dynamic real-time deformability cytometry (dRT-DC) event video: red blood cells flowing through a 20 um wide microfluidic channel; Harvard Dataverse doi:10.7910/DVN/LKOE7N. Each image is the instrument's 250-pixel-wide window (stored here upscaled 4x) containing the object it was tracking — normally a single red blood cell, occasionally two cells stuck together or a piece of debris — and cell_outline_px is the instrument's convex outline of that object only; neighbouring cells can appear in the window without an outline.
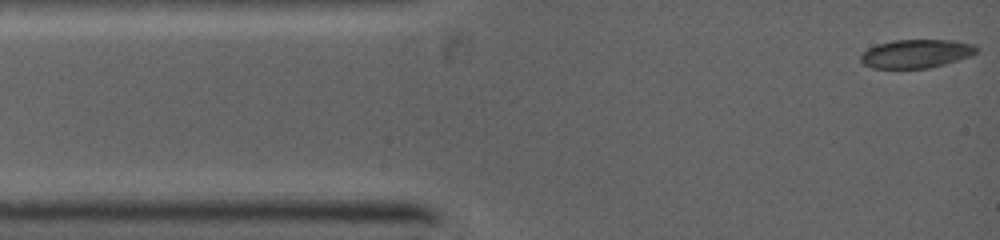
{"species": "common noctule bat (a hibernating species)", "species_latin": "Nyctalus noctula", "temperature_condition": "warm", "stored_images_in_passage": 17, "camera_frame_rate_fps": 5000, "um_per_image_px": 0.085, "animal": {"sex": "female", "body_mass_g": 19.0, "forearm_length_mm": 53.3}, "frame": {"image": 1, "passage_image": 1, "time_ms": 0.0, "image_size_px": [1000, 240], "cell_outline_px": [[980, 48], [972, 56], [944, 64], [928, 68], [872, 68], [864, 64], [860, 60], [860, 56], [868, 48], [876, 44], [892, 40], [952, 40], [972, 44]], "centroid_in_image_um": [77.88, 4.56], "position_along_channel_um": 7.1, "area_um2": 19.31}}
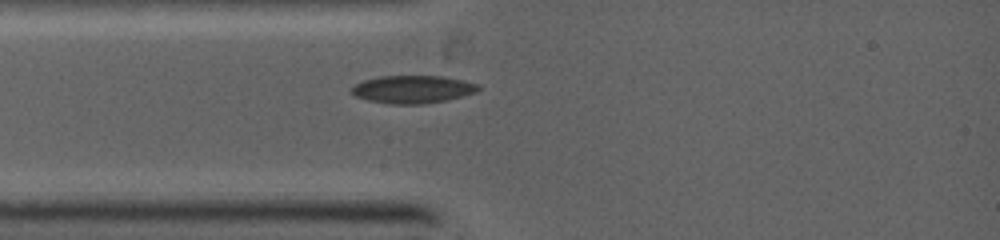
{"frame": {"image": 2, "passage_image": 14, "time_ms": 2.2, "image_size_px": [1000, 240], "cell_outline_px": [[480, 88], [476, 92], [444, 100], [420, 104], [388, 104], [368, 100], [356, 96], [352, 92], [352, 88], [356, 84], [364, 80], [380, 76], [444, 76], [464, 80], [476, 84]], "centroid_in_image_um": [35.07, 7.58], "position_along_channel_um": 49.9, "area_um2": 20.23}}